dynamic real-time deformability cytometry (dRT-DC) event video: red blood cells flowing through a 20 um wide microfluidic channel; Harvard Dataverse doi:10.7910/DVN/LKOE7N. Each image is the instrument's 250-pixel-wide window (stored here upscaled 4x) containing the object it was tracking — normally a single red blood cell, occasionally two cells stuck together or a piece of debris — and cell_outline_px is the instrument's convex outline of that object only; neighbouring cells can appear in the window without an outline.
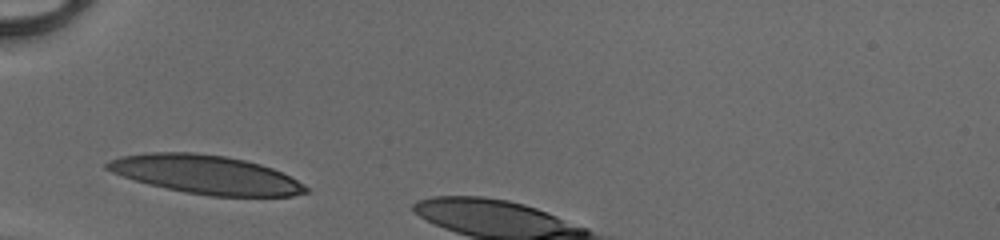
{"species": "human", "species_latin": "Homo sapiens", "temperature_condition": "cold", "stored_images_in_passage": 19, "camera_frame_rate_fps": 3000, "um_per_image_px": 0.085, "donor": {"sex": "male"}, "frame": {"image": 1, "passage_image": 1, "time_ms": 0.0, "image_size_px": [1000, 240], "cell_outline_px": [[308, 192], [292, 196], [212, 196], [184, 192], [136, 180], [112, 172], [104, 168], [104, 164], [108, 160], [120, 156], [144, 152], [196, 152], [224, 156], [244, 160], [260, 164], [272, 168], [304, 184], [308, 188]], "centroid_in_image_um": [17.47, 14.82], "position_along_channel_um": 67.5, "area_um2": 44.45}}
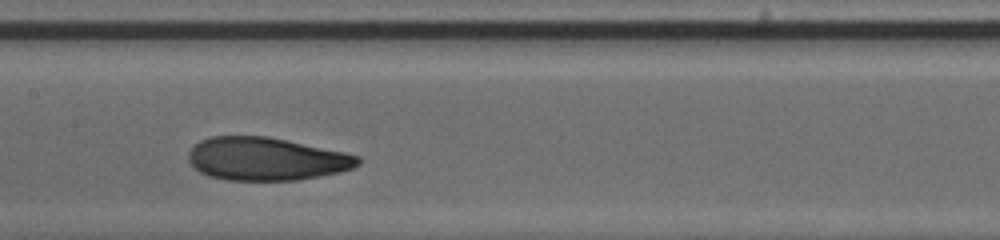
{"frame": {"image": 2, "passage_image": 10, "time_ms": 3.0, "image_size_px": [1000, 240], "cell_outline_px": [[360, 164], [352, 168], [340, 172], [296, 180], [228, 180], [208, 176], [200, 172], [188, 160], [188, 152], [200, 140], [212, 136], [268, 136], [344, 152], [360, 156]], "centroid_in_image_um": [22.63, 13.5], "position_along_channel_um": 184.8, "area_um2": 42.37}}
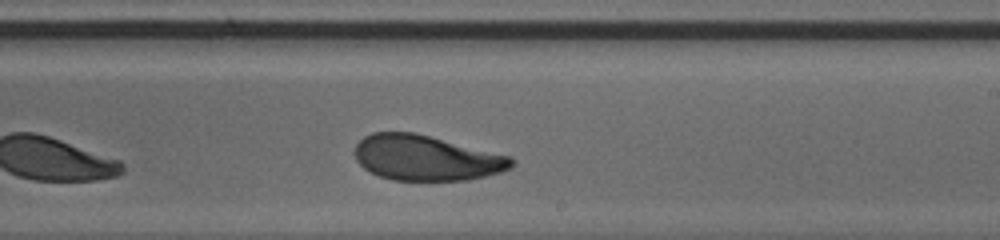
{"frame": {"image": 3, "passage_image": 15, "time_ms": 4.667, "image_size_px": [1000, 240], "cell_outline_px": [[516, 164], [512, 168], [500, 172], [468, 180], [392, 180], [380, 176], [364, 168], [356, 160], [356, 144], [364, 136], [372, 132], [412, 132], [512, 156], [516, 160]], "centroid_in_image_um": [36.26, 13.42], "position_along_channel_um": 252.7, "area_um2": 41.27}}